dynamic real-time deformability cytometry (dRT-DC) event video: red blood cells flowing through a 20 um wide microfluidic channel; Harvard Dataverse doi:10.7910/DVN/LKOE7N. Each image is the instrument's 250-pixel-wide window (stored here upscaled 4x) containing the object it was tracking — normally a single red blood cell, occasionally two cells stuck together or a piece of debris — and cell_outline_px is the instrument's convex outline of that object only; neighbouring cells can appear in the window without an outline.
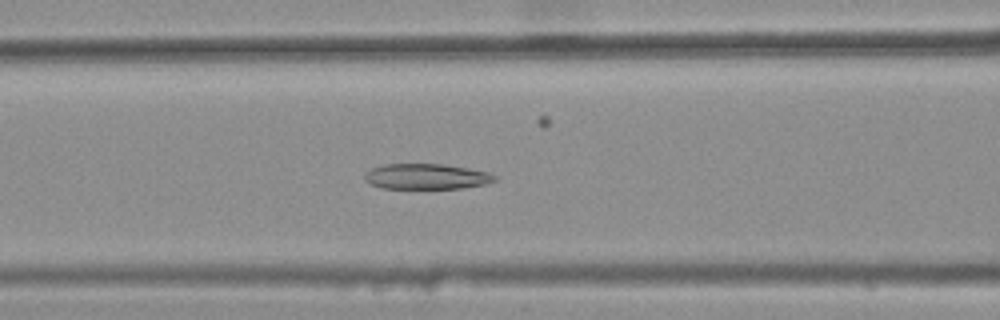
{"species": "common noctule bat (a hibernating species)", "species_latin": "Nyctalus noctula", "temperature_condition": "warm", "stored_images_in_passage": 45, "camera_frame_rate_fps": 3000, "um_per_image_px": 0.085, "animal": {"sex": "female", "body_mass_g": 25.1}, "frame": {"image": 1, "passage_image": 21, "time_ms": 6.667, "image_size_px": [1000, 320], "cell_outline_px": [[500, 176], [496, 180], [484, 184], [460, 188], [380, 188], [364, 180], [364, 176], [372, 168], [384, 164], [444, 164], [468, 168], [488, 172]], "centroid_in_image_um": [36.27, 15.0], "position_along_channel_um": 130.3, "area_um2": 19.25}}
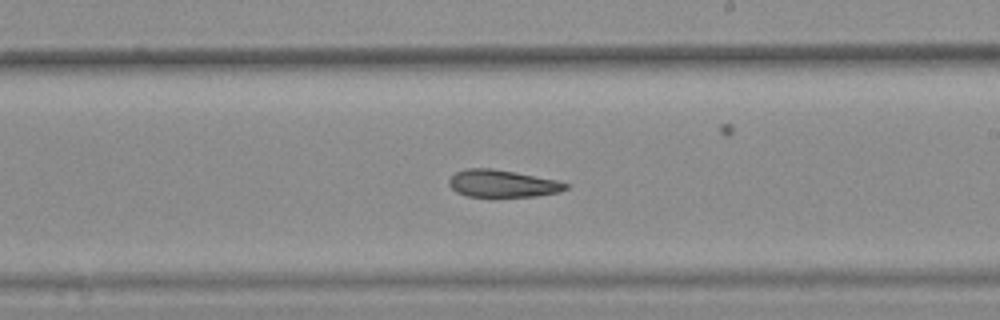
{"frame": {"image": 2, "passage_image": 30, "time_ms": 9.667, "image_size_px": [1000, 320], "cell_outline_px": [[572, 184], [568, 188], [560, 192], [536, 196], [492, 200], [468, 196], [456, 192], [448, 184], [448, 180], [456, 172], [468, 168], [492, 168], [556, 180]], "centroid_in_image_um": [42.71, 15.66], "position_along_channel_um": 246.3, "area_um2": 19.42}}
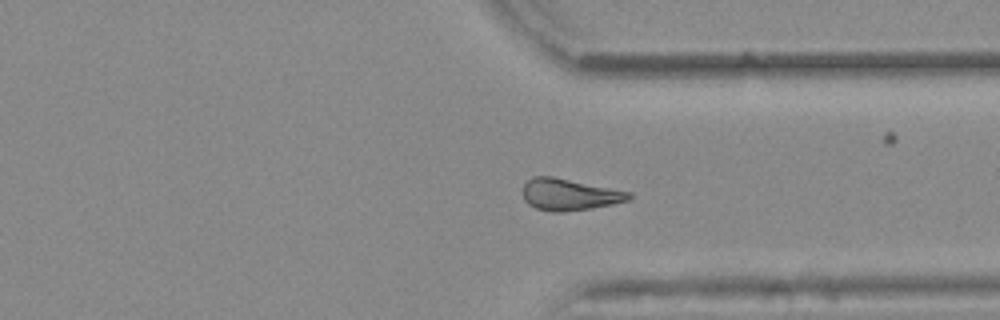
{"frame": {"image": 3, "passage_image": 39, "time_ms": 12.667, "image_size_px": [1000, 320], "cell_outline_px": [[632, 196], [628, 200], [612, 204], [592, 208], [564, 212], [552, 212], [536, 208], [528, 204], [524, 200], [524, 184], [532, 176], [552, 176], [632, 192]], "centroid_in_image_um": [48.4, 16.53], "position_along_channel_um": 363.0, "area_um2": 19.54}, "authors_computed_cell_mechanics": {"area_um2": 19.9988, "velocity_mm_per_s": 3.8804, "shape_relaxation_time_tau1_ms": null, "shape_relaxation_time_tau2_ms": 6.5757, "deformation_change_tau1": null, "deformation_change_tau2": 0.1542}}